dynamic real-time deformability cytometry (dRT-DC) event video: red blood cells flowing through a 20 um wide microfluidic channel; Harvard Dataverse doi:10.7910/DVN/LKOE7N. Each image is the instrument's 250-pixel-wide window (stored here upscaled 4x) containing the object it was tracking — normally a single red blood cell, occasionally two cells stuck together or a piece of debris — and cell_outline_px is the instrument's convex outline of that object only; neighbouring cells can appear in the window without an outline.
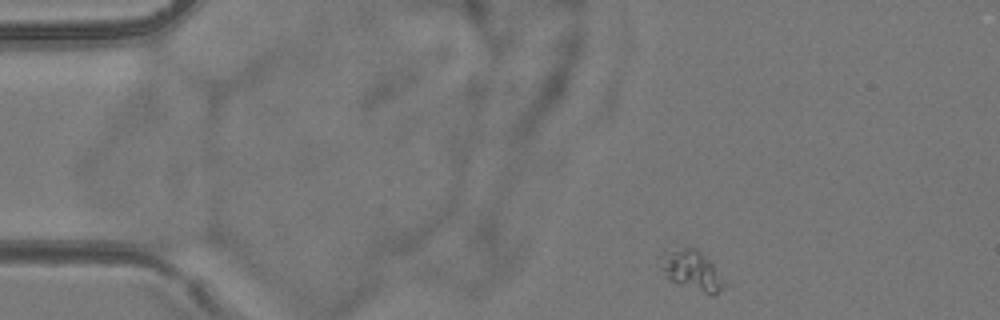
{"species": "common noctule bat (a hibernating species)", "species_latin": "Nyctalus noctula", "temperature_condition": "room temperature", "stored_images_in_passage": 4, "camera_frame_rate_fps": 3000, "um_per_image_px": 0.085, "animal": {"sex": "female", "body_mass_g": 24.6, "forearm_length_mm": 56.2}, "frame": {"image": 1, "passage_image": 1, "time_ms": 0.0, "image_size_px": [1000, 320], "cell_outline_px": [[728, 284], [724, 288], [712, 296], [668, 280], [664, 276], [660, 268], [660, 252], [664, 248], [688, 244], [696, 248], [712, 264]], "centroid_in_image_um": [58.72, 22.91], "position_along_channel_um": 26.3, "area_um2": 15.66}}